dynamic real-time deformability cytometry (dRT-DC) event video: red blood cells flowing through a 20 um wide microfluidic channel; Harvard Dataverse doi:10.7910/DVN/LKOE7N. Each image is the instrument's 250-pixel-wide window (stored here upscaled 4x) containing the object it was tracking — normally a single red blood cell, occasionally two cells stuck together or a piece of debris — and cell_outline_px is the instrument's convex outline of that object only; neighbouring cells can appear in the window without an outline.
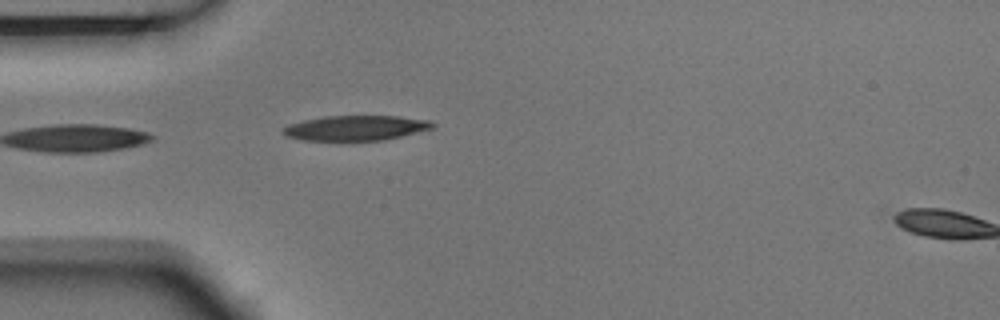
{"species": "Egyptian fruit bat (a non-hibernating species)", "species_latin": "Rousettus aegyptiacus", "temperature_condition": "room temperature", "stored_images_in_passage": 3, "segment_of_instrument_passage": [1, 2], "camera_frame_rate_fps": 3000, "um_per_image_px": 0.085, "animal": {"sex": "male"}, "frame": {"image": 1, "passage_image": 2, "time_ms": 0.333, "image_size_px": [1000, 320], "cell_outline_px": [[436, 124], [432, 128], [384, 140], [304, 140], [288, 136], [280, 132], [280, 128], [288, 124], [304, 120], [324, 116], [400, 116], [428, 120]], "centroid_in_image_um": [30.19, 10.87], "position_along_channel_um": 54.8, "area_um2": 21.68}}